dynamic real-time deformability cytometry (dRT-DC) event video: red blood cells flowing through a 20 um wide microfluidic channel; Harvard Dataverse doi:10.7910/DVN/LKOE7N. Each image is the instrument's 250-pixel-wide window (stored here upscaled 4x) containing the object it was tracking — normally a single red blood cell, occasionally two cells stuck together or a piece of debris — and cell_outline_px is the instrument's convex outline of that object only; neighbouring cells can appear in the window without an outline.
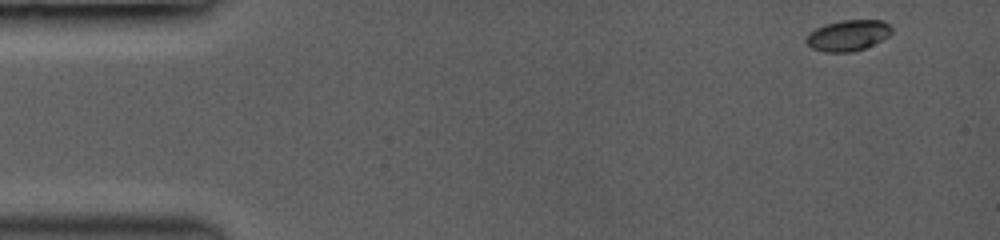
{"species": "common noctule bat (a hibernating species)", "species_latin": "Nyctalus noctula", "temperature_condition": "room temperature", "stored_images_in_passage": 13, "camera_frame_rate_fps": 3000, "um_per_image_px": 0.085, "animal": {"sex": "female", "body_mass_g": 19.0, "forearm_length_mm": 53.3}, "frame": {"image": 1, "passage_image": 1, "time_ms": 0.0, "image_size_px": [1000, 240], "cell_outline_px": [[892, 32], [888, 36], [864, 48], [852, 52], [824, 52], [812, 48], [804, 40], [808, 32], [824, 24], [840, 20], [880, 20], [888, 24], [892, 28]], "centroid_in_image_um": [72.03, 3.0], "position_along_channel_um": 13.0, "area_um2": 15.37}}
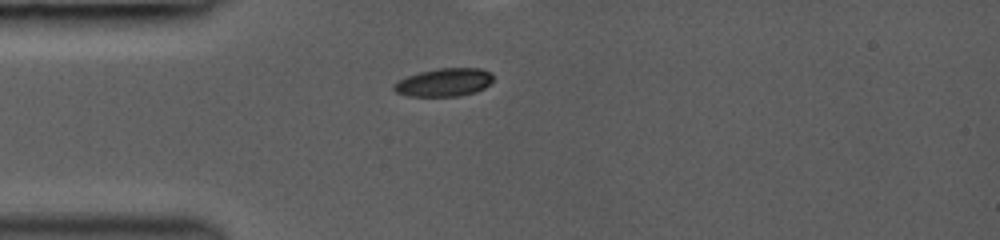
{"frame": {"image": 2, "passage_image": 6, "time_ms": 3.333, "image_size_px": [1000, 240], "cell_outline_px": [[492, 80], [484, 88], [476, 92], [456, 96], [408, 96], [396, 92], [392, 88], [392, 84], [408, 76], [420, 72], [436, 68], [480, 68], [492, 72]], "centroid_in_image_um": [37.74, 6.99], "position_along_channel_um": 47.3, "area_um2": 16.24}}